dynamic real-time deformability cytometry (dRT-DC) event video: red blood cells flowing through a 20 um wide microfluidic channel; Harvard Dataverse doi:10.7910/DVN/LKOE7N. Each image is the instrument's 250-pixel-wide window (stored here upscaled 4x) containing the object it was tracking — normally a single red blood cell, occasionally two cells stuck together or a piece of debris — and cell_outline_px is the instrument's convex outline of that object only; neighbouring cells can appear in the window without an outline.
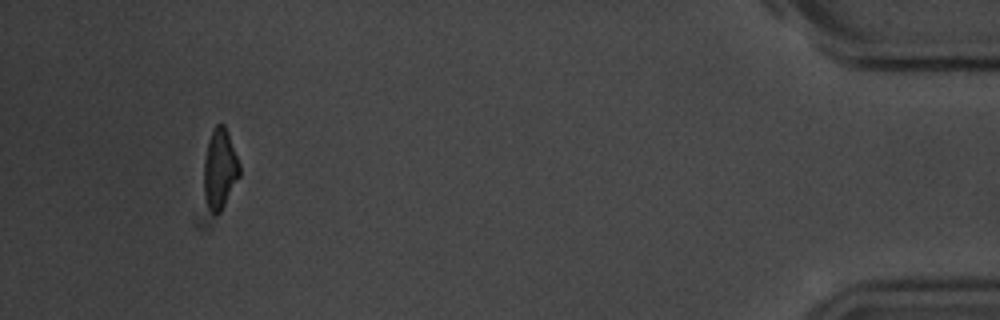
{"species": "common noctule bat (a hibernating species)", "species_latin": "Nyctalus noctula", "temperature_condition": "room temperature", "stored_images_in_passage": 61, "camera_frame_rate_fps": 3000, "um_per_image_px": 0.085, "animal": {"sex": "male", "body_mass_g": 20.1, "forearm_length_mm": 53.5}, "frame": {"image": 1, "passage_image": 58, "time_ms": 19.0, "image_size_px": [1000, 320], "cell_outline_px": [[240, 176], [220, 212], [208, 228], [200, 232], [196, 224], [196, 220], [204, 160], [208, 140], [216, 124], [224, 124], [228, 132], [240, 164]], "centroid_in_image_um": [18.44, 15.0], "position_along_channel_um": 416.8, "area_um2": 20.35}}